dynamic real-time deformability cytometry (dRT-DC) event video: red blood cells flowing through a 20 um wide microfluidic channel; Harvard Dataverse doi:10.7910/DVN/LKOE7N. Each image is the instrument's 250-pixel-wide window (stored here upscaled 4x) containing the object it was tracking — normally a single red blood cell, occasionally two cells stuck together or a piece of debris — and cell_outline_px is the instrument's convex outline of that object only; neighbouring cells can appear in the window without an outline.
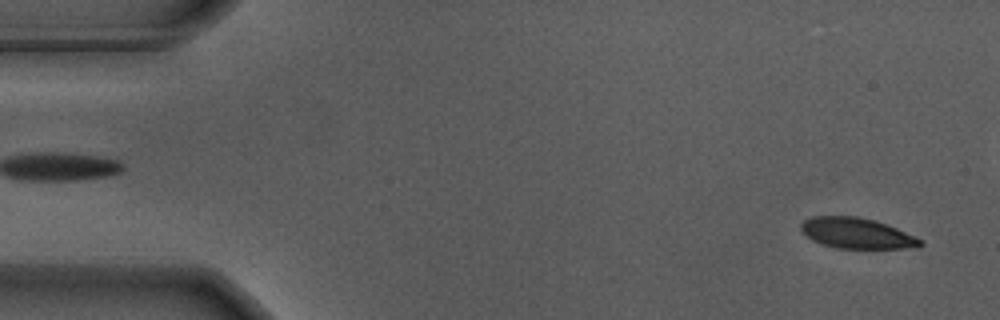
{"species": "Egyptian fruit bat (a non-hibernating species)", "species_latin": "Rousettus aegyptiacus", "temperature_condition": "warm", "stored_images_in_passage": 56, "camera_frame_rate_fps": 3000, "um_per_image_px": 0.085, "animal": {"sex": "male"}, "frame": {"image": 1, "passage_image": 2, "time_ms": 0.333, "image_size_px": [1000, 320], "cell_outline_px": [[924, 244], [920, 248], [836, 248], [812, 240], [800, 228], [800, 224], [804, 220], [812, 216], [856, 216], [876, 220], [888, 224], [920, 240]], "centroid_in_image_um": [72.82, 19.82], "position_along_channel_um": 12.2, "area_um2": 21.15}}
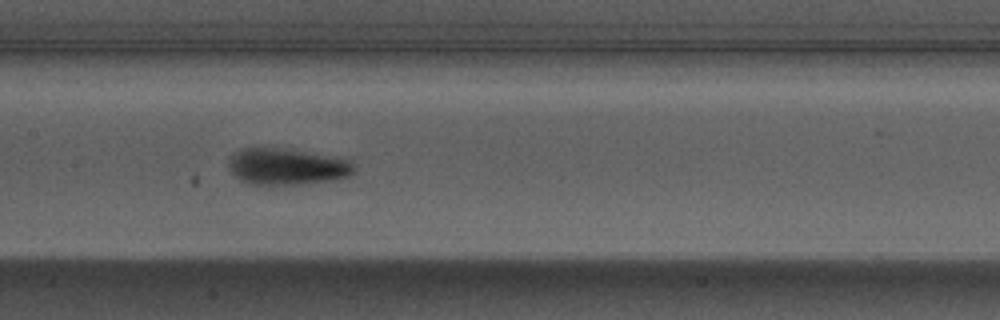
{"frame": {"image": 2, "passage_image": 26, "time_ms": 8.333, "image_size_px": [1000, 320], "cell_outline_px": [[356, 168], [348, 176], [336, 180], [272, 188], [268, 188], [248, 184], [240, 180], [228, 168], [228, 156], [232, 152], [240, 148], [252, 144], [280, 148], [352, 160]], "centroid_in_image_um": [24.26, 14.18], "position_along_channel_um": 183.1, "area_um2": 28.21}}
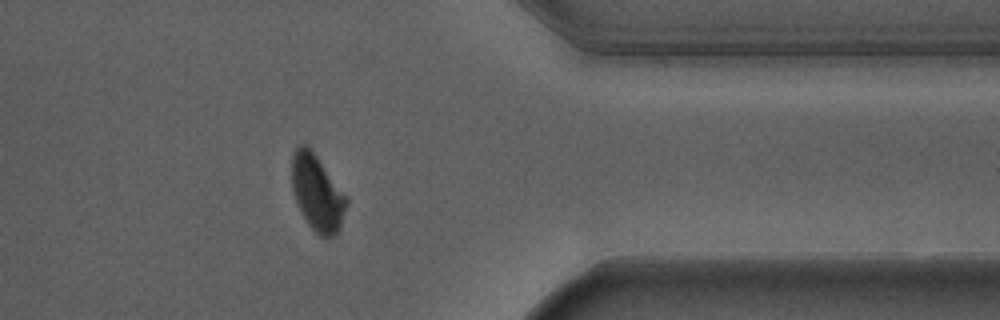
{"frame": {"image": 3, "passage_image": 44, "time_ms": 14.333, "image_size_px": [1000, 320], "cell_outline_px": [[348, 204], [340, 224], [336, 232], [332, 236], [320, 236], [308, 224], [300, 212], [292, 188], [292, 156], [296, 148], [300, 144], [304, 144], [316, 156], [348, 196]], "centroid_in_image_um": [26.96, 16.39], "position_along_channel_um": 384.4, "area_um2": 23.81}, "authors_computed_cell_mechanics": {"area_um2": 24.4494, "velocity_mm_per_s": 3.6406, "shape_relaxation_time_tau1_ms": 2.4313, "shape_relaxation_time_tau2_ms": null, "deformation_change_tau1": 0.1528, "deformation_change_tau2": null}}